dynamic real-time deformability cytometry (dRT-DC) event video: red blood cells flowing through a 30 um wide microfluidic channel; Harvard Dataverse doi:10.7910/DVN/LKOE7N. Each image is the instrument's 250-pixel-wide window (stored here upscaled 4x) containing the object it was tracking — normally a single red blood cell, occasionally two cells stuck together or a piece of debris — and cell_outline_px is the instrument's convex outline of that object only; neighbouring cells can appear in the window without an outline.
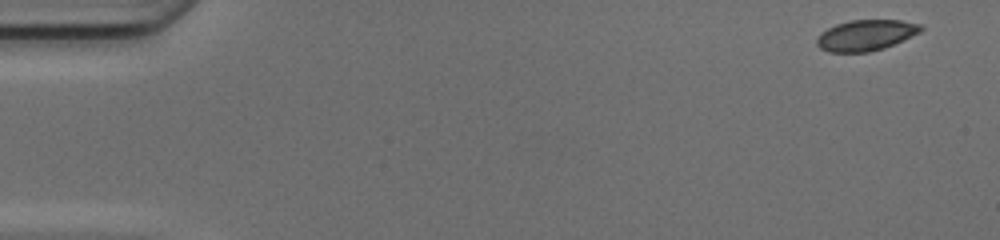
{"species": "common noctule bat (a hibernating species)", "species_latin": "Nyctalus noctula", "temperature_condition": "cold", "stored_images_in_passage": 37, "camera_frame_rate_fps": 3000, "um_per_image_px": 0.085, "animal": {"sex": "female", "body_mass_g": 17.0, "forearm_length_mm": 48.0}, "frame": {"image": 1, "passage_image": 1, "time_ms": 0.0, "image_size_px": [1000, 240], "cell_outline_px": [[924, 28], [920, 32], [884, 48], [868, 52], [828, 52], [820, 48], [816, 44], [816, 40], [820, 32], [836, 24], [848, 20], [900, 20], [920, 24]], "centroid_in_image_um": [73.56, 2.99], "position_along_channel_um": 11.4, "area_um2": 18.67}}
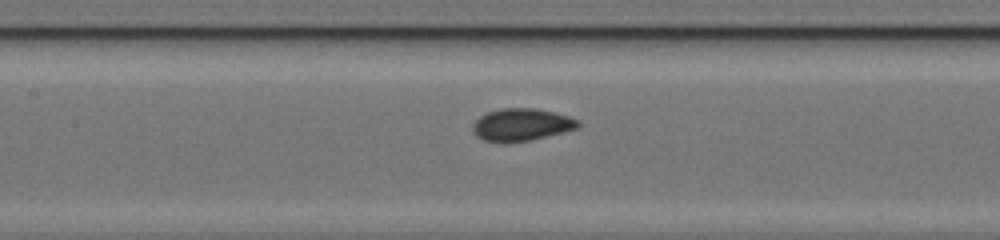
{"frame": {"image": 2, "passage_image": 22, "time_ms": 7.0, "image_size_px": [1000, 240], "cell_outline_px": [[580, 124], [576, 128], [532, 140], [504, 144], [484, 140], [476, 136], [472, 132], [472, 124], [480, 116], [488, 112], [500, 108], [536, 108], [568, 116], [580, 120]], "centroid_in_image_um": [44.27, 10.61], "position_along_channel_um": 163.1, "area_um2": 20.06}}
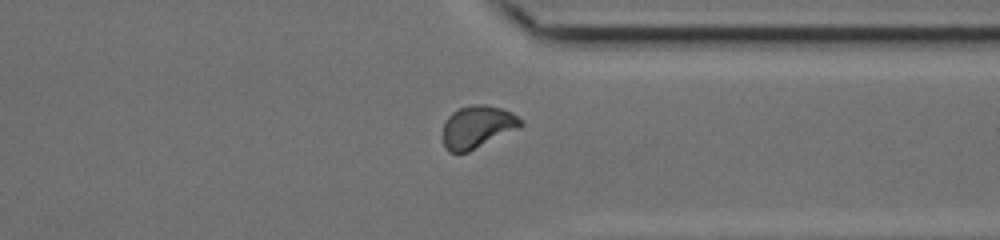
{"frame": {"image": 3, "passage_image": 37, "time_ms": 12.0, "image_size_px": [1000, 240], "cell_outline_px": [[524, 124], [520, 128], [468, 152], [448, 152], [444, 148], [444, 124], [448, 116], [452, 112], [460, 108], [472, 104], [488, 104], [504, 108], [512, 112], [524, 120]], "centroid_in_image_um": [40.63, 10.76], "position_along_channel_um": 370.8, "area_um2": 19.54}, "authors_computed_cell_mechanics": {"area_um2": 19.4786, "velocity_mm_per_s": 4.1852, "shape_relaxation_time_tau1_ms": 4.8709, "shape_relaxation_time_tau2_ms": 1.1238, "deformation_change_tau1": 0.0849, "deformation_change_tau2": 0.0417}}